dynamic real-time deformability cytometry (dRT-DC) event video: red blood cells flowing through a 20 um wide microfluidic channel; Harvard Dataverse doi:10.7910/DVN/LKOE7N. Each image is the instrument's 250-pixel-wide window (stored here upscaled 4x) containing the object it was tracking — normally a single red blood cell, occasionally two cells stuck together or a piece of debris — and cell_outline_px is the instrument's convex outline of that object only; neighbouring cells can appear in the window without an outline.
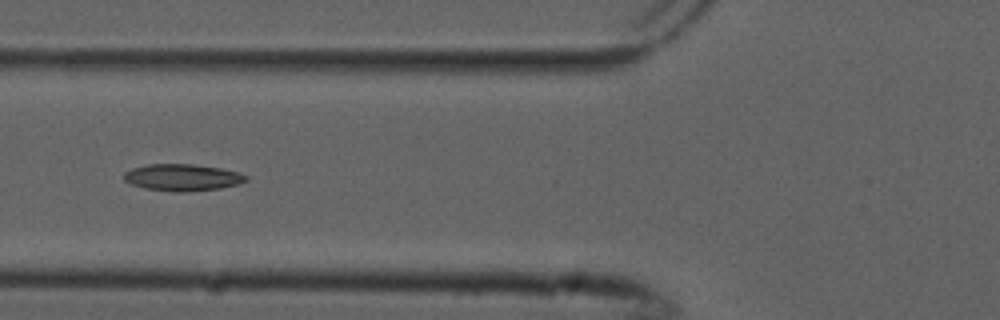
{"species": "common noctule bat (a hibernating species)", "species_latin": "Nyctalus noctula", "temperature_condition": "cold", "stored_images_in_passage": 6, "camera_frame_rate_fps": 3000, "um_per_image_px": 0.085, "animal": {"sex": "male", "forearm_length_mm": 52.5}, "frame": {"image": 1, "passage_image": 5, "time_ms": 1.333, "image_size_px": [1000, 320], "cell_outline_px": [[248, 180], [240, 184], [220, 188], [184, 192], [176, 192], [144, 188], [132, 184], [124, 180], [124, 172], [132, 168], [148, 164], [192, 164], [220, 168], [236, 172], [248, 176]], "centroid_in_image_um": [15.51, 15.08], "position_along_channel_um": 110.3, "area_um2": 19.02}}
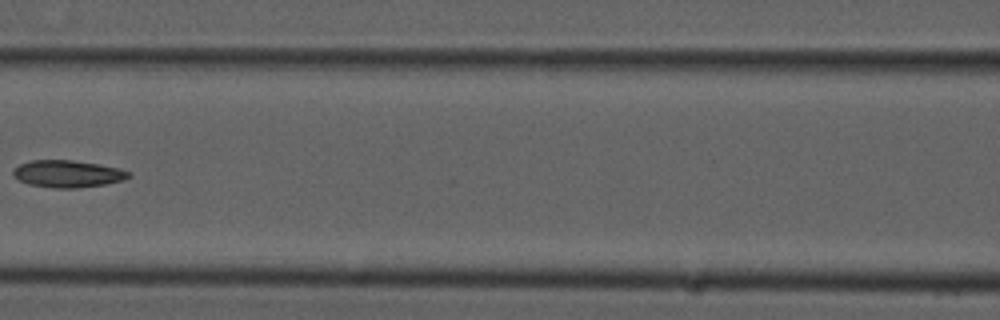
{"frame": {"image": 2, "passage_image": 6, "time_ms": 1.667, "image_size_px": [1000, 320], "cell_outline_px": [[132, 176], [124, 180], [104, 184], [76, 188], [56, 188], [28, 184], [20, 180], [12, 172], [20, 164], [32, 160], [72, 160], [100, 164], [120, 168], [132, 172]], "centroid_in_image_um": [5.82, 14.77], "position_along_channel_um": 160.8, "area_um2": 18.21}}